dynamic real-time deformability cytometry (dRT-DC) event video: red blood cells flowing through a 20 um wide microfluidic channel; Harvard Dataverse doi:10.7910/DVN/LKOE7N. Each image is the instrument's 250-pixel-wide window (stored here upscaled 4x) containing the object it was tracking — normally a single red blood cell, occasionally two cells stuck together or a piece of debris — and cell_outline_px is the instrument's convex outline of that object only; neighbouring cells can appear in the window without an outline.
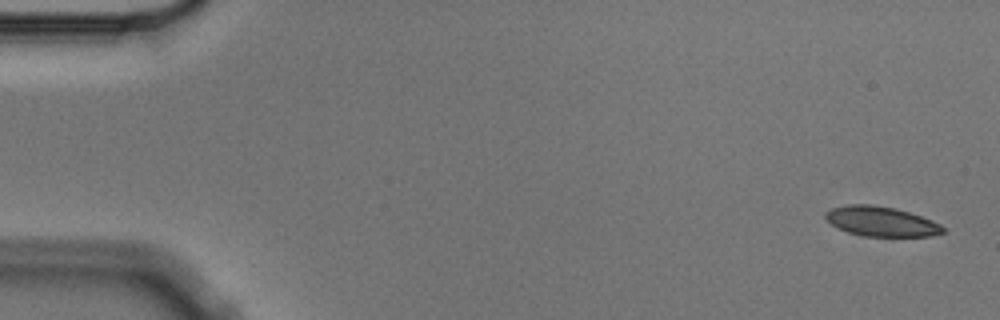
{"species": "Egyptian fruit bat (a non-hibernating species)", "species_latin": "Rousettus aegyptiacus", "temperature_condition": "cold", "stored_images_in_passage": 4, "camera_frame_rate_fps": 3000, "um_per_image_px": 0.085, "animal": {"sex": "male"}, "frame": {"image": 1, "passage_image": 1, "time_ms": 0.0, "image_size_px": [1000, 320], "cell_outline_px": [[944, 232], [932, 236], [864, 236], [848, 232], [836, 228], [824, 216], [824, 212], [832, 208], [844, 204], [872, 204], [896, 208], [932, 220], [940, 224], [944, 228]], "centroid_in_image_um": [74.87, 18.81], "position_along_channel_um": 10.1, "area_um2": 20.46}}